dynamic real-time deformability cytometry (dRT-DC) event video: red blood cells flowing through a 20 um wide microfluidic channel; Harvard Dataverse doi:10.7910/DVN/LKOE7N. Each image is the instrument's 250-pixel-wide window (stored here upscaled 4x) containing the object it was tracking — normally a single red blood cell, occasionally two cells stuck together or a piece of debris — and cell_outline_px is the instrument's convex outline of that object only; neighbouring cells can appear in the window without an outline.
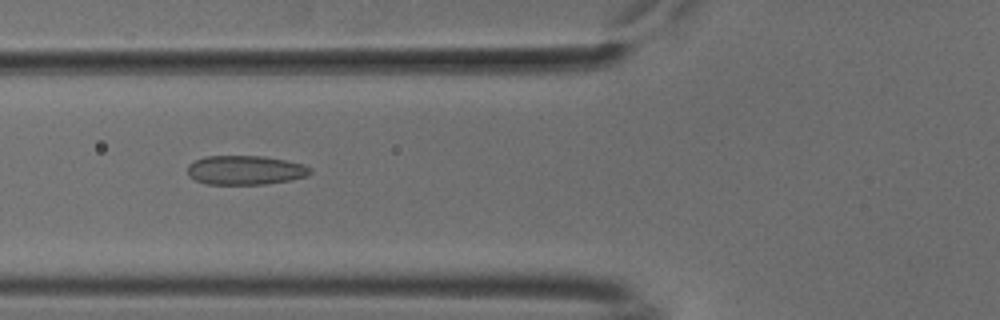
{"species": "common noctule bat (a hibernating species)", "species_latin": "Nyctalus noctula", "temperature_condition": "cold", "stored_images_in_passage": 52, "camera_frame_rate_fps": 3000, "um_per_image_px": 0.085, "animal": {"sex": "male", "body_mass_g": 18.8}, "frame": {"image": 1, "passage_image": 19, "time_ms": 6.0, "image_size_px": [1000, 320], "cell_outline_px": [[312, 172], [308, 176], [292, 180], [264, 184], [208, 184], [196, 180], [188, 172], [188, 164], [204, 156], [264, 156], [304, 164], [312, 168]], "centroid_in_image_um": [20.91, 14.46], "position_along_channel_um": 104.9, "area_um2": 20.87}}
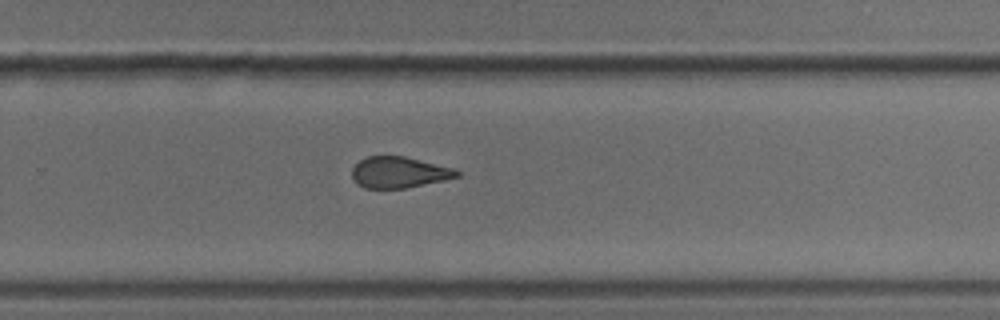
{"frame": {"image": 2, "passage_image": 34, "time_ms": 11.0, "image_size_px": [1000, 320], "cell_outline_px": [[460, 176], [444, 180], [404, 188], [364, 188], [356, 184], [352, 180], [352, 168], [360, 160], [368, 156], [404, 156], [456, 168], [460, 172]], "centroid_in_image_um": [33.91, 14.65], "position_along_channel_um": 295.9, "area_um2": 19.13}}
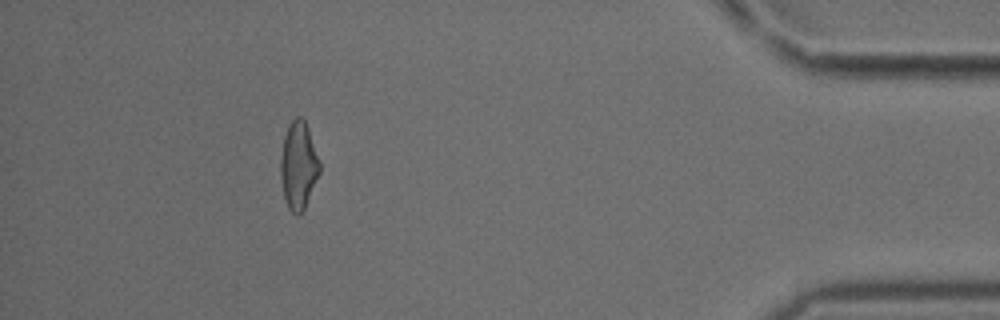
{"frame": {"image": 3, "passage_image": 47, "time_ms": 15.333, "image_size_px": [1000, 320], "cell_outline_px": [[320, 172], [304, 208], [296, 216], [288, 208], [284, 196], [280, 176], [280, 160], [284, 136], [288, 124], [296, 116], [300, 116], [304, 120], [308, 128], [320, 164]], "centroid_in_image_um": [25.35, 14.04], "position_along_channel_um": 409.8, "area_um2": 19.71}, "authors_computed_cell_mechanics": {"area_um2": 20.2878, "velocity_mm_per_s": 3.821, "shape_relaxation_time_tau1_ms": null, "shape_relaxation_time_tau2_ms": 1.9063, "deformation_change_tau1": null, "deformation_change_tau2": 0.0944}}